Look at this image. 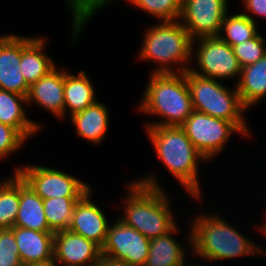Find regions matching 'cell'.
<instances>
[{
    "instance_id": "obj_11",
    "label": "cell",
    "mask_w": 266,
    "mask_h": 266,
    "mask_svg": "<svg viewBox=\"0 0 266 266\" xmlns=\"http://www.w3.org/2000/svg\"><path fill=\"white\" fill-rule=\"evenodd\" d=\"M227 5L228 0H182L180 21L193 40L218 36Z\"/></svg>"
},
{
    "instance_id": "obj_30",
    "label": "cell",
    "mask_w": 266,
    "mask_h": 266,
    "mask_svg": "<svg viewBox=\"0 0 266 266\" xmlns=\"http://www.w3.org/2000/svg\"><path fill=\"white\" fill-rule=\"evenodd\" d=\"M0 266H23L11 229L0 230Z\"/></svg>"
},
{
    "instance_id": "obj_3",
    "label": "cell",
    "mask_w": 266,
    "mask_h": 266,
    "mask_svg": "<svg viewBox=\"0 0 266 266\" xmlns=\"http://www.w3.org/2000/svg\"><path fill=\"white\" fill-rule=\"evenodd\" d=\"M158 158L187 193L196 200L201 197L198 161L206 160L194 147L181 126H146Z\"/></svg>"
},
{
    "instance_id": "obj_1",
    "label": "cell",
    "mask_w": 266,
    "mask_h": 266,
    "mask_svg": "<svg viewBox=\"0 0 266 266\" xmlns=\"http://www.w3.org/2000/svg\"><path fill=\"white\" fill-rule=\"evenodd\" d=\"M154 174L129 184L121 219L149 240L165 235L176 226L169 198Z\"/></svg>"
},
{
    "instance_id": "obj_5",
    "label": "cell",
    "mask_w": 266,
    "mask_h": 266,
    "mask_svg": "<svg viewBox=\"0 0 266 266\" xmlns=\"http://www.w3.org/2000/svg\"><path fill=\"white\" fill-rule=\"evenodd\" d=\"M145 32L139 57L155 61L159 65L151 73H183L190 69L186 63L193 59V43L196 42L180 20L163 21ZM173 64L180 68L177 67L178 70L174 71L173 67H169Z\"/></svg>"
},
{
    "instance_id": "obj_17",
    "label": "cell",
    "mask_w": 266,
    "mask_h": 266,
    "mask_svg": "<svg viewBox=\"0 0 266 266\" xmlns=\"http://www.w3.org/2000/svg\"><path fill=\"white\" fill-rule=\"evenodd\" d=\"M44 39L21 36L20 70L29 86L57 67L51 57L43 51L46 41Z\"/></svg>"
},
{
    "instance_id": "obj_29",
    "label": "cell",
    "mask_w": 266,
    "mask_h": 266,
    "mask_svg": "<svg viewBox=\"0 0 266 266\" xmlns=\"http://www.w3.org/2000/svg\"><path fill=\"white\" fill-rule=\"evenodd\" d=\"M232 48L242 68L254 64L266 53L265 39L259 33L254 38L234 45Z\"/></svg>"
},
{
    "instance_id": "obj_4",
    "label": "cell",
    "mask_w": 266,
    "mask_h": 266,
    "mask_svg": "<svg viewBox=\"0 0 266 266\" xmlns=\"http://www.w3.org/2000/svg\"><path fill=\"white\" fill-rule=\"evenodd\" d=\"M144 91L139 109L164 118L145 126H181L194 111L187 85V71L152 73Z\"/></svg>"
},
{
    "instance_id": "obj_34",
    "label": "cell",
    "mask_w": 266,
    "mask_h": 266,
    "mask_svg": "<svg viewBox=\"0 0 266 266\" xmlns=\"http://www.w3.org/2000/svg\"><path fill=\"white\" fill-rule=\"evenodd\" d=\"M23 266H57L54 262H48V263H36V264H26Z\"/></svg>"
},
{
    "instance_id": "obj_16",
    "label": "cell",
    "mask_w": 266,
    "mask_h": 266,
    "mask_svg": "<svg viewBox=\"0 0 266 266\" xmlns=\"http://www.w3.org/2000/svg\"><path fill=\"white\" fill-rule=\"evenodd\" d=\"M11 230L23 265L53 262L54 232H40L17 226Z\"/></svg>"
},
{
    "instance_id": "obj_15",
    "label": "cell",
    "mask_w": 266,
    "mask_h": 266,
    "mask_svg": "<svg viewBox=\"0 0 266 266\" xmlns=\"http://www.w3.org/2000/svg\"><path fill=\"white\" fill-rule=\"evenodd\" d=\"M64 69L56 67L47 75L33 83L27 95V105L31 102L60 118L64 117Z\"/></svg>"
},
{
    "instance_id": "obj_8",
    "label": "cell",
    "mask_w": 266,
    "mask_h": 266,
    "mask_svg": "<svg viewBox=\"0 0 266 266\" xmlns=\"http://www.w3.org/2000/svg\"><path fill=\"white\" fill-rule=\"evenodd\" d=\"M43 200L57 197H82L89 184L58 169L26 165L14 170Z\"/></svg>"
},
{
    "instance_id": "obj_22",
    "label": "cell",
    "mask_w": 266,
    "mask_h": 266,
    "mask_svg": "<svg viewBox=\"0 0 266 266\" xmlns=\"http://www.w3.org/2000/svg\"><path fill=\"white\" fill-rule=\"evenodd\" d=\"M64 116L69 111L70 116L93 105L95 90L91 80L84 70L78 75L67 73L64 69ZM68 110V111H67Z\"/></svg>"
},
{
    "instance_id": "obj_18",
    "label": "cell",
    "mask_w": 266,
    "mask_h": 266,
    "mask_svg": "<svg viewBox=\"0 0 266 266\" xmlns=\"http://www.w3.org/2000/svg\"><path fill=\"white\" fill-rule=\"evenodd\" d=\"M24 103L27 104L26 96L0 90V123L15 128L27 140L40 125L27 118Z\"/></svg>"
},
{
    "instance_id": "obj_19",
    "label": "cell",
    "mask_w": 266,
    "mask_h": 266,
    "mask_svg": "<svg viewBox=\"0 0 266 266\" xmlns=\"http://www.w3.org/2000/svg\"><path fill=\"white\" fill-rule=\"evenodd\" d=\"M108 107L98 100L86 109L71 115L77 135L94 144H100L106 137L109 126Z\"/></svg>"
},
{
    "instance_id": "obj_26",
    "label": "cell",
    "mask_w": 266,
    "mask_h": 266,
    "mask_svg": "<svg viewBox=\"0 0 266 266\" xmlns=\"http://www.w3.org/2000/svg\"><path fill=\"white\" fill-rule=\"evenodd\" d=\"M257 23L252 21L243 13L225 15L221 24L220 34L218 35L224 42L231 47L254 38L257 34ZM225 32V37L222 32Z\"/></svg>"
},
{
    "instance_id": "obj_25",
    "label": "cell",
    "mask_w": 266,
    "mask_h": 266,
    "mask_svg": "<svg viewBox=\"0 0 266 266\" xmlns=\"http://www.w3.org/2000/svg\"><path fill=\"white\" fill-rule=\"evenodd\" d=\"M80 198L57 197L43 200L45 218L54 233L68 230L75 205Z\"/></svg>"
},
{
    "instance_id": "obj_21",
    "label": "cell",
    "mask_w": 266,
    "mask_h": 266,
    "mask_svg": "<svg viewBox=\"0 0 266 266\" xmlns=\"http://www.w3.org/2000/svg\"><path fill=\"white\" fill-rule=\"evenodd\" d=\"M236 83L240 100L246 109L266 99V53L254 64L243 67Z\"/></svg>"
},
{
    "instance_id": "obj_28",
    "label": "cell",
    "mask_w": 266,
    "mask_h": 266,
    "mask_svg": "<svg viewBox=\"0 0 266 266\" xmlns=\"http://www.w3.org/2000/svg\"><path fill=\"white\" fill-rule=\"evenodd\" d=\"M136 8L163 21L180 20L182 0H128Z\"/></svg>"
},
{
    "instance_id": "obj_10",
    "label": "cell",
    "mask_w": 266,
    "mask_h": 266,
    "mask_svg": "<svg viewBox=\"0 0 266 266\" xmlns=\"http://www.w3.org/2000/svg\"><path fill=\"white\" fill-rule=\"evenodd\" d=\"M115 222L108 228L101 255L130 266H145L150 240L121 219Z\"/></svg>"
},
{
    "instance_id": "obj_24",
    "label": "cell",
    "mask_w": 266,
    "mask_h": 266,
    "mask_svg": "<svg viewBox=\"0 0 266 266\" xmlns=\"http://www.w3.org/2000/svg\"><path fill=\"white\" fill-rule=\"evenodd\" d=\"M20 202V176H14L0 182V230L11 229L16 222Z\"/></svg>"
},
{
    "instance_id": "obj_6",
    "label": "cell",
    "mask_w": 266,
    "mask_h": 266,
    "mask_svg": "<svg viewBox=\"0 0 266 266\" xmlns=\"http://www.w3.org/2000/svg\"><path fill=\"white\" fill-rule=\"evenodd\" d=\"M216 79L203 77L187 70V85L193 109L215 118L234 123L244 135L249 134L243 113V106L236 89H228Z\"/></svg>"
},
{
    "instance_id": "obj_13",
    "label": "cell",
    "mask_w": 266,
    "mask_h": 266,
    "mask_svg": "<svg viewBox=\"0 0 266 266\" xmlns=\"http://www.w3.org/2000/svg\"><path fill=\"white\" fill-rule=\"evenodd\" d=\"M90 197L91 189L78 200L68 230L102 248L107 238L109 223L102 209L91 201Z\"/></svg>"
},
{
    "instance_id": "obj_35",
    "label": "cell",
    "mask_w": 266,
    "mask_h": 266,
    "mask_svg": "<svg viewBox=\"0 0 266 266\" xmlns=\"http://www.w3.org/2000/svg\"><path fill=\"white\" fill-rule=\"evenodd\" d=\"M260 229H261L260 231L262 232V234L264 233L266 235V222H265V224H262Z\"/></svg>"
},
{
    "instance_id": "obj_14",
    "label": "cell",
    "mask_w": 266,
    "mask_h": 266,
    "mask_svg": "<svg viewBox=\"0 0 266 266\" xmlns=\"http://www.w3.org/2000/svg\"><path fill=\"white\" fill-rule=\"evenodd\" d=\"M20 61L21 36H4L0 40V90L27 97L30 86L21 73Z\"/></svg>"
},
{
    "instance_id": "obj_27",
    "label": "cell",
    "mask_w": 266,
    "mask_h": 266,
    "mask_svg": "<svg viewBox=\"0 0 266 266\" xmlns=\"http://www.w3.org/2000/svg\"><path fill=\"white\" fill-rule=\"evenodd\" d=\"M112 1L115 2V0H66V4L69 5V10L72 12V42L73 40L74 42L77 41L75 39L82 32V27L84 28L85 23L87 24L98 10L104 8L107 3Z\"/></svg>"
},
{
    "instance_id": "obj_23",
    "label": "cell",
    "mask_w": 266,
    "mask_h": 266,
    "mask_svg": "<svg viewBox=\"0 0 266 266\" xmlns=\"http://www.w3.org/2000/svg\"><path fill=\"white\" fill-rule=\"evenodd\" d=\"M176 227L177 225L165 235L150 240L145 266H185V249L173 238V234L178 233Z\"/></svg>"
},
{
    "instance_id": "obj_9",
    "label": "cell",
    "mask_w": 266,
    "mask_h": 266,
    "mask_svg": "<svg viewBox=\"0 0 266 266\" xmlns=\"http://www.w3.org/2000/svg\"><path fill=\"white\" fill-rule=\"evenodd\" d=\"M198 39V50L194 57L200 70L190 67L193 73L216 80L240 76L242 67L229 44L219 36Z\"/></svg>"
},
{
    "instance_id": "obj_31",
    "label": "cell",
    "mask_w": 266,
    "mask_h": 266,
    "mask_svg": "<svg viewBox=\"0 0 266 266\" xmlns=\"http://www.w3.org/2000/svg\"><path fill=\"white\" fill-rule=\"evenodd\" d=\"M26 139L13 127L0 123V159L17 151Z\"/></svg>"
},
{
    "instance_id": "obj_33",
    "label": "cell",
    "mask_w": 266,
    "mask_h": 266,
    "mask_svg": "<svg viewBox=\"0 0 266 266\" xmlns=\"http://www.w3.org/2000/svg\"><path fill=\"white\" fill-rule=\"evenodd\" d=\"M94 266H130L123 261H117L101 255L98 262Z\"/></svg>"
},
{
    "instance_id": "obj_2",
    "label": "cell",
    "mask_w": 266,
    "mask_h": 266,
    "mask_svg": "<svg viewBox=\"0 0 266 266\" xmlns=\"http://www.w3.org/2000/svg\"><path fill=\"white\" fill-rule=\"evenodd\" d=\"M190 225L188 244L193 255L205 260H226L255 253L266 255V251L249 241L243 234L237 231L226 220L216 214H199Z\"/></svg>"
},
{
    "instance_id": "obj_20",
    "label": "cell",
    "mask_w": 266,
    "mask_h": 266,
    "mask_svg": "<svg viewBox=\"0 0 266 266\" xmlns=\"http://www.w3.org/2000/svg\"><path fill=\"white\" fill-rule=\"evenodd\" d=\"M14 226L53 232L45 218L43 199L21 177L19 211Z\"/></svg>"
},
{
    "instance_id": "obj_12",
    "label": "cell",
    "mask_w": 266,
    "mask_h": 266,
    "mask_svg": "<svg viewBox=\"0 0 266 266\" xmlns=\"http://www.w3.org/2000/svg\"><path fill=\"white\" fill-rule=\"evenodd\" d=\"M100 257L101 248L93 241L69 230L54 233L53 262L56 265L94 266Z\"/></svg>"
},
{
    "instance_id": "obj_7",
    "label": "cell",
    "mask_w": 266,
    "mask_h": 266,
    "mask_svg": "<svg viewBox=\"0 0 266 266\" xmlns=\"http://www.w3.org/2000/svg\"><path fill=\"white\" fill-rule=\"evenodd\" d=\"M181 127L206 160L217 156L233 133L244 135L234 123L195 110Z\"/></svg>"
},
{
    "instance_id": "obj_32",
    "label": "cell",
    "mask_w": 266,
    "mask_h": 266,
    "mask_svg": "<svg viewBox=\"0 0 266 266\" xmlns=\"http://www.w3.org/2000/svg\"><path fill=\"white\" fill-rule=\"evenodd\" d=\"M247 13H243L248 16L252 21L256 22L252 15L261 16L266 18V0H243ZM252 13L251 15H249Z\"/></svg>"
}]
</instances>
